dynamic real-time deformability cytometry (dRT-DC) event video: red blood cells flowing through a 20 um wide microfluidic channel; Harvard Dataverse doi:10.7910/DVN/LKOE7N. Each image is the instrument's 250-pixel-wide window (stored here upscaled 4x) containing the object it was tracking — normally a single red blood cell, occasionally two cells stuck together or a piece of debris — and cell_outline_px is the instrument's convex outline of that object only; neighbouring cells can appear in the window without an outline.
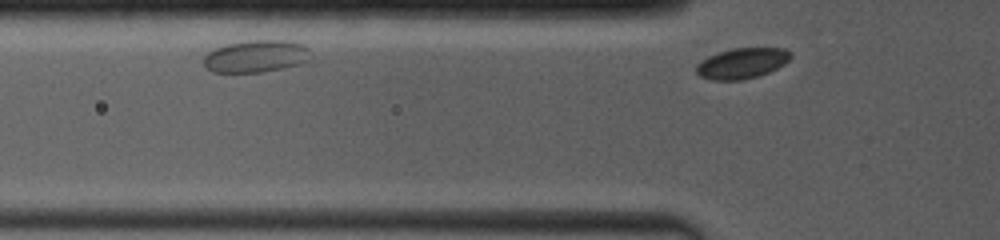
{"species": "common noctule bat (a hibernating species)", "species_latin": "Nyctalus noctula", "temperature_condition": "room temperature", "stored_images_in_passage": 5, "segment_of_instrument_passage": [2, 2], "camera_frame_rate_fps": 4000, "um_per_image_px": 0.085, "animal": {"sex": "female", "body_mass_g": 19.0, "forearm_length_mm": 53.3}, "frame": {"image": 1, "passage_image": 5, "time_ms": 1.25, "image_size_px": [1000, 240], "cell_outline_px": [[792, 56], [784, 64], [768, 72], [744, 80], [712, 80], [700, 76], [696, 72], [696, 64], [708, 56], [732, 48], [784, 48], [792, 52]], "centroid_in_image_um": [63.07, 5.37], "position_along_channel_um": 62.7, "area_um2": 16.76}}